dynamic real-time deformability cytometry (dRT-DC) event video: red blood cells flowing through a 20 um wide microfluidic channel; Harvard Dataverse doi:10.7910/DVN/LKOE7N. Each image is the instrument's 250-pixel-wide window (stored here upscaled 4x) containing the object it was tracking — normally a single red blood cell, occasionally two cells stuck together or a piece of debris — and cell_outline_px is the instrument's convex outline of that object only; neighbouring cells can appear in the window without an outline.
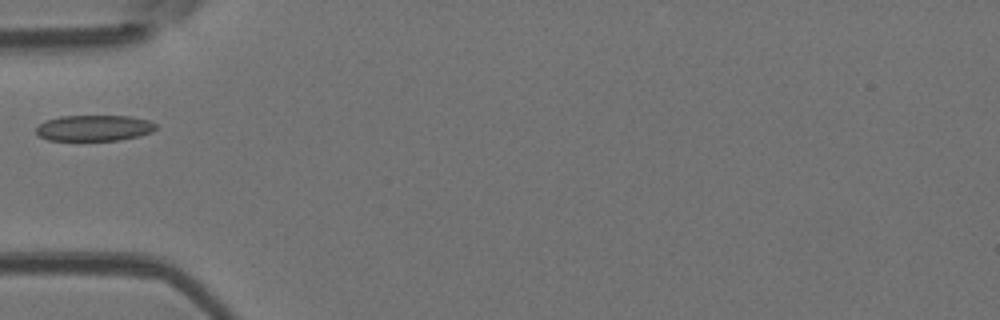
{"species": "Egyptian fruit bat (a non-hibernating species)", "species_latin": "Rousettus aegyptiacus", "temperature_condition": "room temperature", "stored_images_in_passage": 3, "camera_frame_rate_fps": 3000, "um_per_image_px": 0.085, "animal": {"sex": "female"}, "frame": {"image": 1, "passage_image": 1, "time_ms": 0.0, "image_size_px": [1000, 320], "cell_outline_px": [[156, 128], [152, 132], [140, 136], [120, 140], [48, 140], [40, 136], [36, 132], [36, 128], [40, 124], [48, 120], [60, 116], [128, 116], [148, 120], [156, 124]], "centroid_in_image_um": [8.03, 10.88], "position_along_channel_um": 77.0, "area_um2": 17.98}}